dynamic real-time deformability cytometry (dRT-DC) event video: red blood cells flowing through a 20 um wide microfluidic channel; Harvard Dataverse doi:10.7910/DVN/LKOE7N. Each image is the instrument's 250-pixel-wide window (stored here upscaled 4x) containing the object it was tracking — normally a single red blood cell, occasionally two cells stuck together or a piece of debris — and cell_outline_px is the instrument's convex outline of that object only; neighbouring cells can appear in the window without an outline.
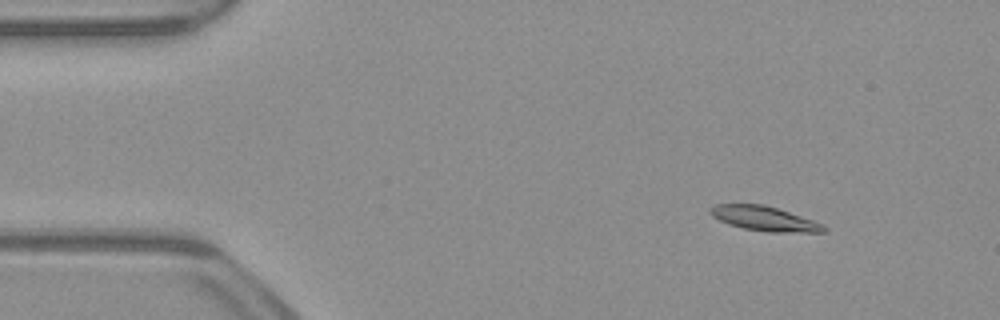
{"species": "common noctule bat (a hibernating species)", "species_latin": "Nyctalus noctula", "temperature_condition": "warm", "stored_images_in_passage": 53, "camera_frame_rate_fps": 3000, "um_per_image_px": 0.085, "animal": {"sex": "male", "body_mass_g": 23.1, "forearm_length_mm": 52.7}, "frame": {"image": 1, "passage_image": 7, "time_ms": 2.0, "image_size_px": [1000, 320], "cell_outline_px": [[828, 228], [824, 232], [768, 232], [744, 228], [728, 224], [712, 216], [708, 212], [708, 208], [716, 204], [764, 204], [824, 224]], "centroid_in_image_um": [64.95, 18.58], "position_along_channel_um": 20.1, "area_um2": 16.18}}
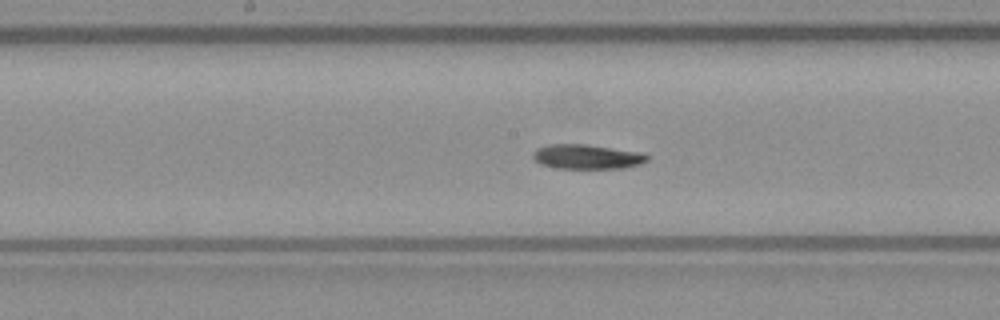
{"frame": {"image": 2, "passage_image": 27, "time_ms": 8.667, "image_size_px": [1000, 320], "cell_outline_px": [[648, 160], [640, 164], [624, 168], [556, 168], [540, 164], [532, 156], [532, 152], [536, 148], [548, 144], [588, 144], [644, 152], [648, 156]], "centroid_in_image_um": [49.9, 13.31], "position_along_channel_um": 198.3, "area_um2": 16.59}}
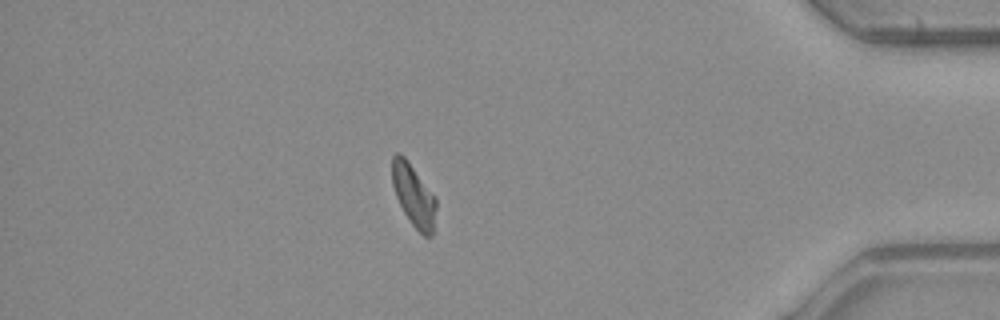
{"frame": {"image": 3, "passage_image": 46, "time_ms": 15.0, "image_size_px": [1000, 320], "cell_outline_px": [[436, 208], [432, 236], [424, 236], [412, 224], [404, 212], [396, 196], [392, 184], [392, 156], [396, 152], [400, 152], [404, 156], [436, 196]], "centroid_in_image_um": [35.16, 16.58], "position_along_channel_um": 400.0, "area_um2": 15.9}, "authors_computed_cell_mechanics": {"area_um2": 16.2996, "velocity_mm_per_s": 3.9025, "shape_relaxation_time_tau1_ms": 3.402, "shape_relaxation_time_tau2_ms": 4.4834, "deformation_change_tau1": 0.1425, "deformation_change_tau2": 0.1318}}